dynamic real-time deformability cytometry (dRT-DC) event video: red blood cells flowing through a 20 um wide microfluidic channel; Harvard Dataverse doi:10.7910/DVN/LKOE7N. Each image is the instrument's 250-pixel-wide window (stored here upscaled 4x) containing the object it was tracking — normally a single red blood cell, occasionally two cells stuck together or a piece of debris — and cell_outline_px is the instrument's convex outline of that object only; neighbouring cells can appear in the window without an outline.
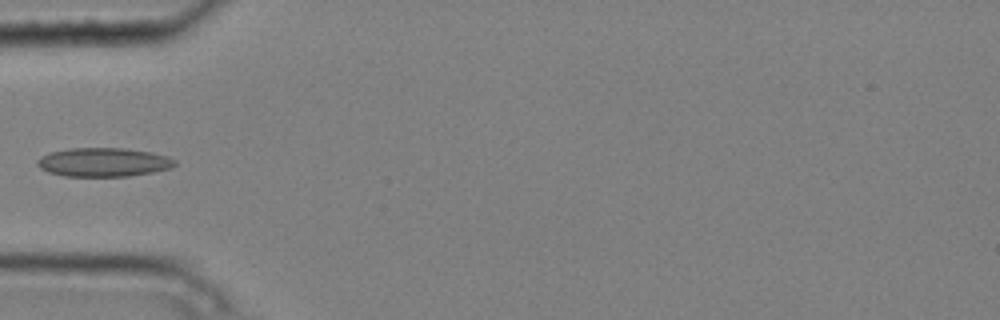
{"species": "common noctule bat (a hibernating species)", "species_latin": "Nyctalus noctula", "temperature_condition": "cold", "stored_images_in_passage": 4, "camera_frame_rate_fps": 3000, "um_per_image_px": 0.085, "animal": {"sex": "male", "body_mass_g": 20.4}, "frame": {"image": 1, "passage_image": 3, "time_ms": 0.667, "image_size_px": [1000, 320], "cell_outline_px": [[176, 164], [172, 168], [152, 172], [128, 176], [64, 176], [48, 172], [40, 168], [36, 164], [36, 160], [40, 156], [48, 152], [68, 148], [124, 148], [152, 152], [168, 156], [176, 160]], "centroid_in_image_um": [8.78, 13.78], "position_along_channel_um": 76.2, "area_um2": 23.35}}
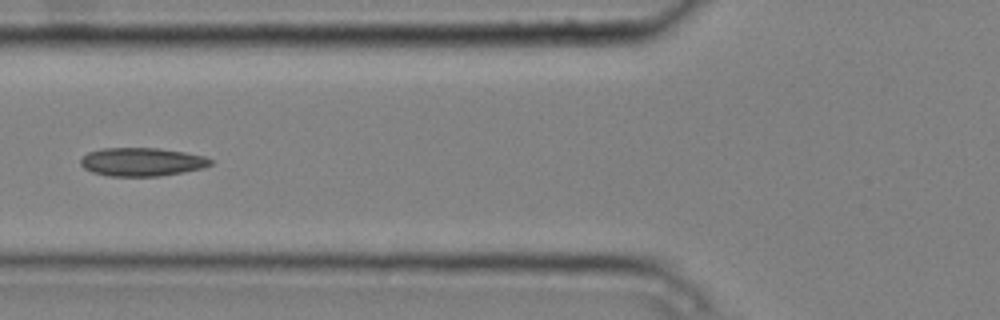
{"frame": {"image": 2, "passage_image": 4, "time_ms": 1.0, "image_size_px": [1000, 320], "cell_outline_px": [[212, 164], [204, 168], [184, 172], [160, 176], [108, 176], [92, 172], [84, 168], [80, 164], [80, 160], [88, 152], [100, 148], [156, 148], [184, 152], [204, 156], [212, 160]], "centroid_in_image_um": [12.05, 13.76], "position_along_channel_um": 113.7, "area_um2": 21.56}}